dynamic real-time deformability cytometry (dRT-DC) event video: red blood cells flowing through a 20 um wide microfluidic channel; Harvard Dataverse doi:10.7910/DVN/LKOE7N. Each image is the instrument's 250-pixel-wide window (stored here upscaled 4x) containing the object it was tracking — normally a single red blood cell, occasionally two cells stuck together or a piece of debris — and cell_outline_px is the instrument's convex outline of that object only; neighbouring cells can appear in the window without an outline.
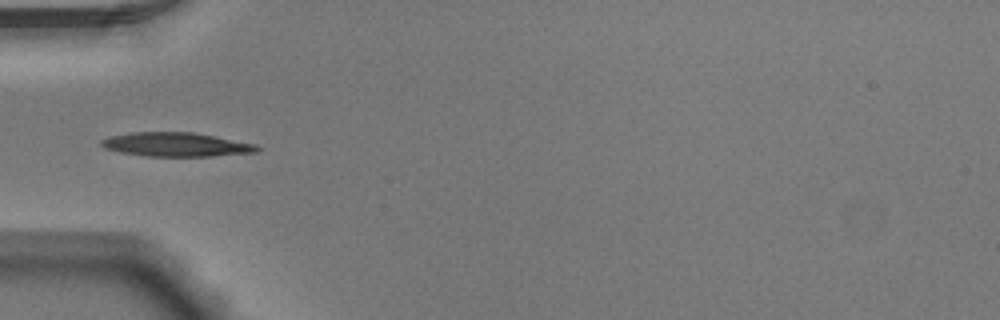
{"species": "Egyptian fruit bat (a non-hibernating species)", "species_latin": "Rousettus aegyptiacus", "temperature_condition": "warm", "stored_images_in_passage": 35, "camera_frame_rate_fps": 3000, "um_per_image_px": 0.085, "animal": {"sex": "male"}, "frame": {"image": 1, "passage_image": 1, "time_ms": 0.0, "image_size_px": [1000, 320], "cell_outline_px": [[260, 148], [256, 152], [212, 156], [148, 156], [120, 152], [104, 148], [100, 144], [100, 140], [112, 136], [132, 132], [192, 132], [256, 144]], "centroid_in_image_um": [14.95, 12.28], "position_along_channel_um": 70.0, "area_um2": 21.56}}
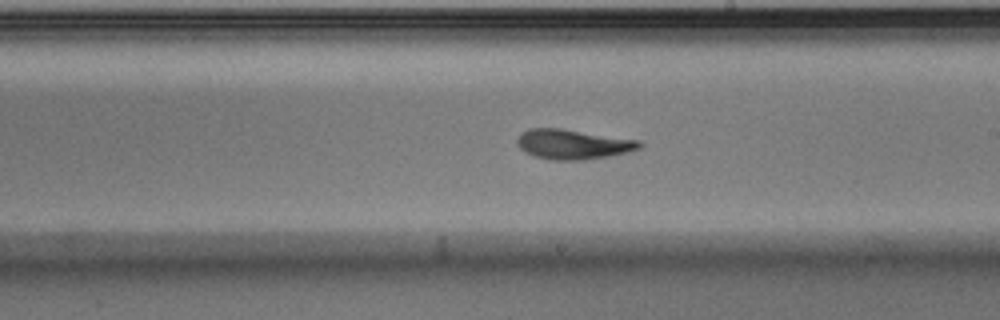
{"frame": {"image": 2, "passage_image": 14, "time_ms": 4.333, "image_size_px": [1000, 320], "cell_outline_px": [[644, 144], [640, 148], [628, 152], [608, 156], [584, 160], [548, 160], [532, 156], [524, 152], [520, 148], [516, 140], [520, 132], [528, 128], [560, 128], [640, 140]], "centroid_in_image_um": [48.67, 12.26], "position_along_channel_um": 240.3, "area_um2": 21.56}}
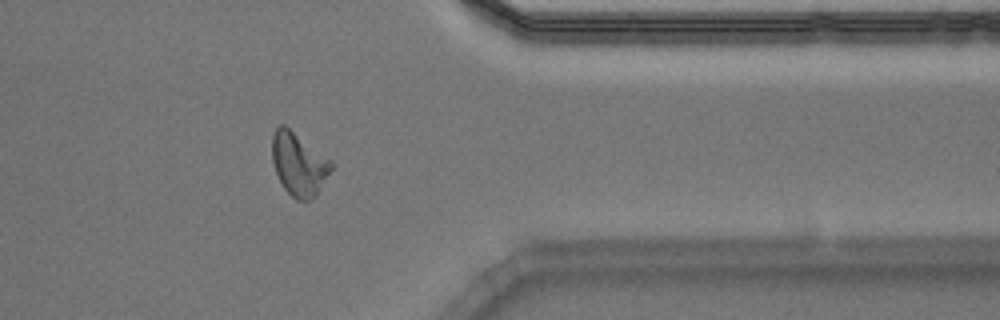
{"frame": {"image": 3, "passage_image": 26, "time_ms": 8.333, "image_size_px": [1000, 320], "cell_outline_px": [[332, 168], [316, 192], [308, 200], [296, 200], [284, 188], [276, 172], [272, 160], [272, 136], [276, 128], [280, 124], [284, 124], [332, 160]], "centroid_in_image_um": [25.37, 13.9], "position_along_channel_um": 386.0, "area_um2": 21.21}, "authors_computed_cell_mechanics": {"area_um2": 20.9236, "velocity_mm_per_s": 3.9218, "shape_relaxation_time_tau1_ms": 3.6617, "shape_relaxation_time_tau2_ms": 2.4499, "deformation_change_tau1": 0.1767, "deformation_change_tau2": 0.0972}}